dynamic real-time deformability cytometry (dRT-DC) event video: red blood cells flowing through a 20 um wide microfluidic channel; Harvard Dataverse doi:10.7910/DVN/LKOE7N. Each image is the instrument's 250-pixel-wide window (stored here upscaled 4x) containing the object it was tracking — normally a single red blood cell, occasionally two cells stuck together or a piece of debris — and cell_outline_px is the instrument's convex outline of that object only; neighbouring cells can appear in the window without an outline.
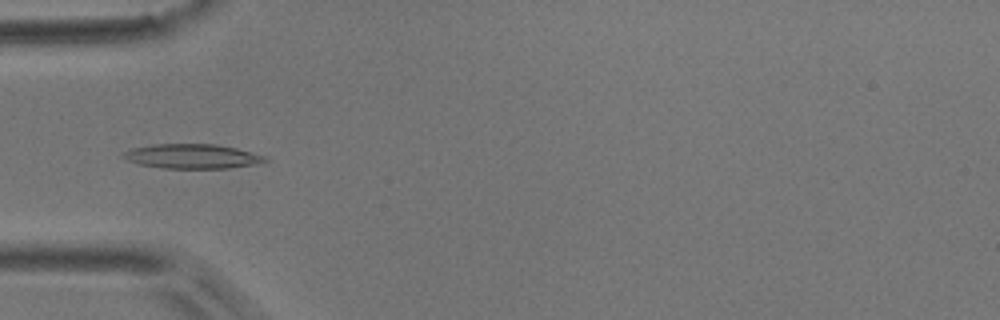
{"species": "common noctule bat (a hibernating species)", "species_latin": "Nyctalus noctula", "temperature_condition": "room temperature", "stored_images_in_passage": 6, "camera_frame_rate_fps": 3000, "um_per_image_px": 0.085, "animal": {"sex": "male", "body_mass_g": 17.9}, "frame": {"image": 1, "passage_image": 5, "time_ms": 5.333, "image_size_px": [1000, 320], "cell_outline_px": [[268, 160], [264, 164], [228, 168], [164, 168], [140, 164], [128, 160], [120, 156], [124, 152], [132, 148], [152, 144], [216, 144], [236, 148], [268, 156]], "centroid_in_image_um": [16.42, 13.28], "position_along_channel_um": 68.6, "area_um2": 20.46}}
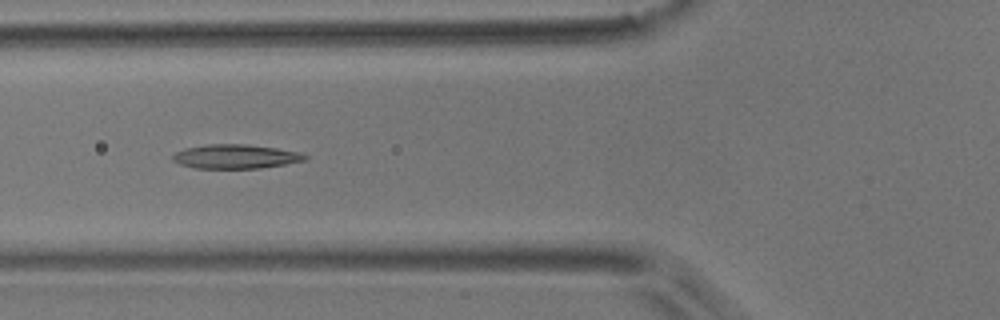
{"frame": {"image": 2, "passage_image": 6, "time_ms": 6.333, "image_size_px": [1000, 320], "cell_outline_px": [[308, 160], [260, 168], [196, 168], [180, 164], [172, 160], [172, 156], [176, 152], [184, 148], [204, 144], [244, 144], [276, 148], [300, 152], [308, 156]], "centroid_in_image_um": [20.02, 13.3], "position_along_channel_um": 105.8, "area_um2": 18.61}}